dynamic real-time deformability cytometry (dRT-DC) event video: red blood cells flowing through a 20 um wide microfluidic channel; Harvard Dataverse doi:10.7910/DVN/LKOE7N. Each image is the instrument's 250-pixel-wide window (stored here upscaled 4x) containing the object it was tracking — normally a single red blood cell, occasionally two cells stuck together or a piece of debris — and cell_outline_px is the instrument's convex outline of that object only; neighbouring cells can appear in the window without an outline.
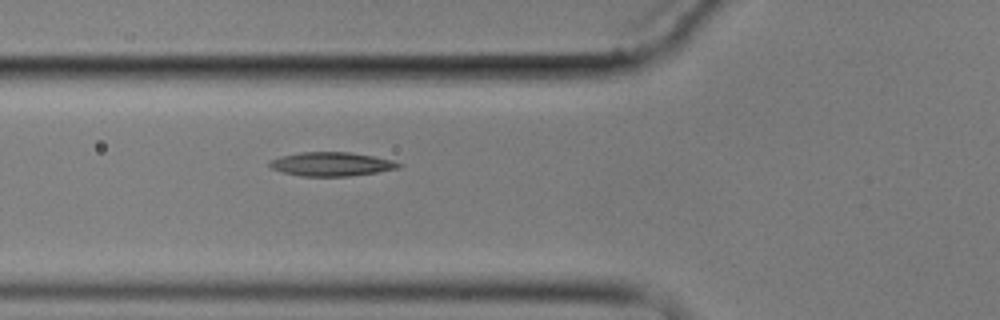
{"species": "common noctule bat (a hibernating species)", "species_latin": "Nyctalus noctula", "temperature_condition": "cold", "stored_images_in_passage": 2, "camera_frame_rate_fps": 3000, "um_per_image_px": 0.085, "animal": {"sex": "male", "body_mass_g": 17.9}, "frame": {"image": 1, "passage_image": 2, "time_ms": 1.0, "image_size_px": [1000, 320], "cell_outline_px": [[404, 164], [400, 168], [376, 172], [348, 176], [300, 176], [284, 172], [272, 168], [268, 164], [268, 160], [300, 152], [348, 152], [372, 156], [392, 160]], "centroid_in_image_um": [28.19, 13.95], "position_along_channel_um": 97.6, "area_um2": 17.8}}